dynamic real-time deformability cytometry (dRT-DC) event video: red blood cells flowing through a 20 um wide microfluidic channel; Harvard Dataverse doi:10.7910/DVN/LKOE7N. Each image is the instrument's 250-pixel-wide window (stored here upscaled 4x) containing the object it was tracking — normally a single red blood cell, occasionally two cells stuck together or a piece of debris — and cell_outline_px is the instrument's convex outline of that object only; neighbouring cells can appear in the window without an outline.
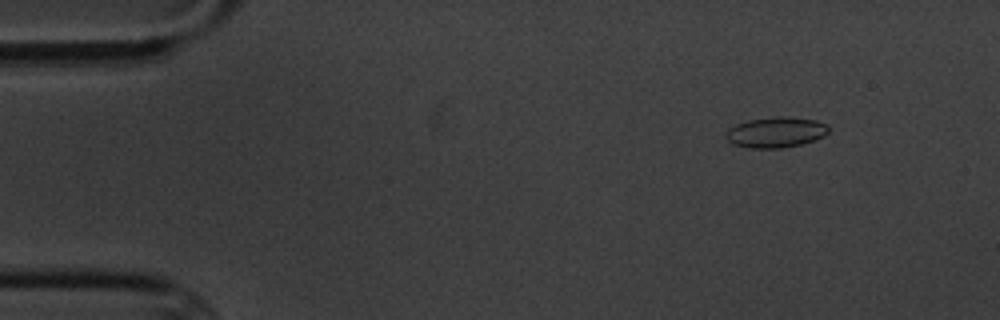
{"species": "common noctule bat (a hibernating species)", "species_latin": "Nyctalus noctula", "temperature_condition": "cold", "stored_images_in_passage": 5, "camera_frame_rate_fps": 3000, "um_per_image_px": 0.085, "animal": {"sex": "male", "body_mass_g": 20.1, "forearm_length_mm": 53.5}, "frame": {"image": 1, "passage_image": 2, "time_ms": 1.0, "image_size_px": [1000, 320], "cell_outline_px": [[828, 132], [824, 136], [816, 140], [784, 148], [748, 148], [732, 144], [724, 136], [724, 132], [728, 128], [736, 124], [748, 120], [780, 116], [788, 116], [816, 120], [828, 124]], "centroid_in_image_um": [65.93, 11.24], "position_along_channel_um": 19.1, "area_um2": 18.55}}